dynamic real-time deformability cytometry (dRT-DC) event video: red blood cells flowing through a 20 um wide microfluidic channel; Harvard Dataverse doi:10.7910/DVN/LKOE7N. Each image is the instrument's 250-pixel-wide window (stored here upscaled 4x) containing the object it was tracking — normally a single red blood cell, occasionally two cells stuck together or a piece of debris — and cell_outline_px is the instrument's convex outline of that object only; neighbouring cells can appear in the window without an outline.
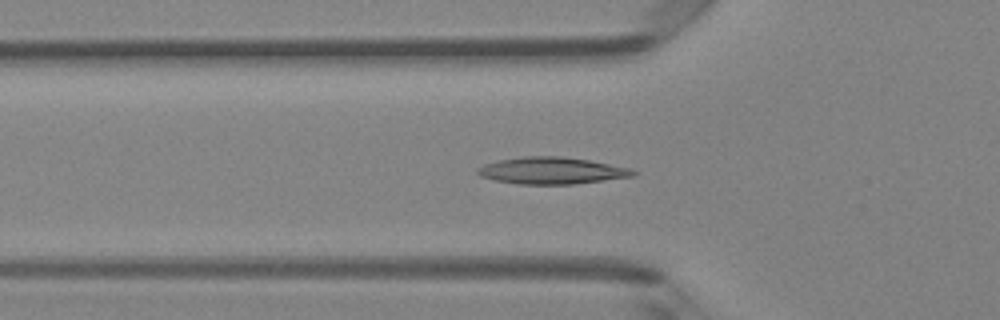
{"species": "Egyptian fruit bat (a non-hibernating species)", "species_latin": "Rousettus aegyptiacus", "temperature_condition": "room temperature", "stored_images_in_passage": 42, "camera_frame_rate_fps": 3000, "um_per_image_px": 0.085, "animal": {"sex": "female"}, "frame": {"image": 1, "passage_image": 10, "time_ms": 3.0, "image_size_px": [1000, 320], "cell_outline_px": [[636, 176], [572, 184], [516, 184], [496, 180], [480, 176], [476, 172], [476, 168], [484, 164], [500, 160], [524, 156], [560, 156], [588, 160], [632, 168], [636, 172]], "centroid_in_image_um": [46.89, 14.5], "position_along_channel_um": 78.9, "area_um2": 24.28}}
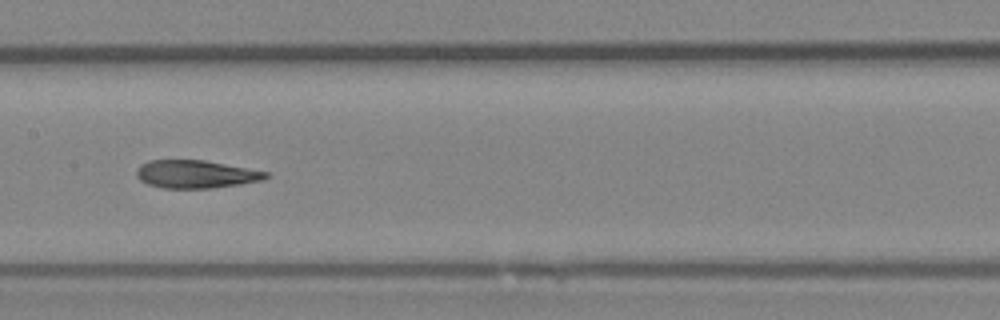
{"frame": {"image": 2, "passage_image": 18, "time_ms": 5.667, "image_size_px": [1000, 320], "cell_outline_px": [[268, 176], [264, 180], [240, 184], [212, 188], [164, 188], [148, 184], [140, 180], [136, 176], [136, 168], [140, 164], [148, 160], [204, 160], [268, 172]], "centroid_in_image_um": [16.61, 14.8], "position_along_channel_um": 190.8, "area_um2": 21.04}}
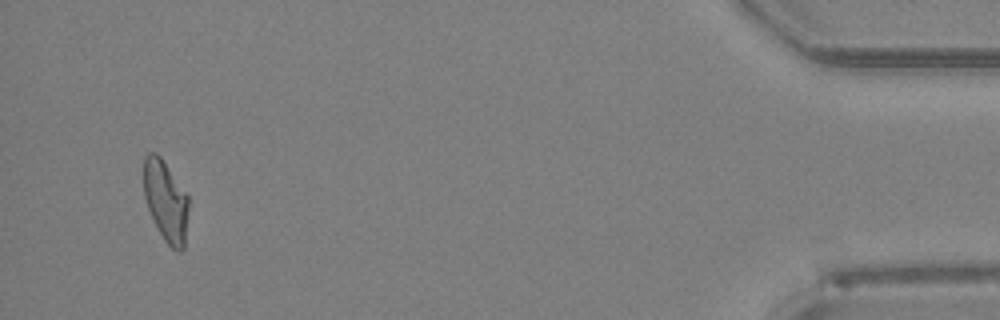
{"frame": {"image": 3, "passage_image": 40, "time_ms": 13.0, "image_size_px": [1000, 320], "cell_outline_px": [[188, 208], [184, 248], [180, 252], [176, 252], [164, 240], [148, 208], [144, 196], [144, 156], [148, 152], [156, 152], [160, 156], [188, 196]], "centroid_in_image_um": [14.09, 17.08], "position_along_channel_um": 421.1, "area_um2": 20.87}, "authors_computed_cell_mechanics": {"area_um2": 22.1374, "velocity_mm_per_s": 4.2024, "shape_relaxation_time_tau1_ms": null, "shape_relaxation_time_tau2_ms": 4.299, "deformation_change_tau1": null, "deformation_change_tau2": 0.1128}}